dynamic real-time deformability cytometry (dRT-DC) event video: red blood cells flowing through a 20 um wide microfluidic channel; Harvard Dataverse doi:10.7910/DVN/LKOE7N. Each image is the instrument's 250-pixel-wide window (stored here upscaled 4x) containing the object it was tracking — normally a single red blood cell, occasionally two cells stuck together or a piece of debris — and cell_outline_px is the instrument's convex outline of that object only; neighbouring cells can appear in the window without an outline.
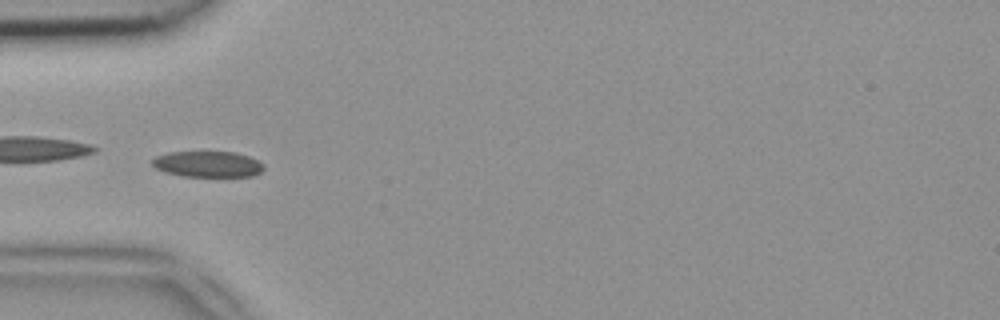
{"species": "common noctule bat (a hibernating species)", "species_latin": "Nyctalus noctula", "temperature_condition": "room temperature", "stored_images_in_passage": 37, "camera_frame_rate_fps": 3000, "um_per_image_px": 0.085, "animal": {"sex": "female", "body_mass_g": 18.4}, "frame": {"image": 1, "passage_image": 3, "time_ms": 0.667, "image_size_px": [1000, 320], "cell_outline_px": [[264, 168], [260, 172], [252, 176], [184, 176], [164, 172], [156, 168], [152, 164], [152, 160], [156, 156], [168, 152], [236, 152], [248, 156], [264, 164]], "centroid_in_image_um": [17.65, 13.95], "position_along_channel_um": 67.4, "area_um2": 16.76}}
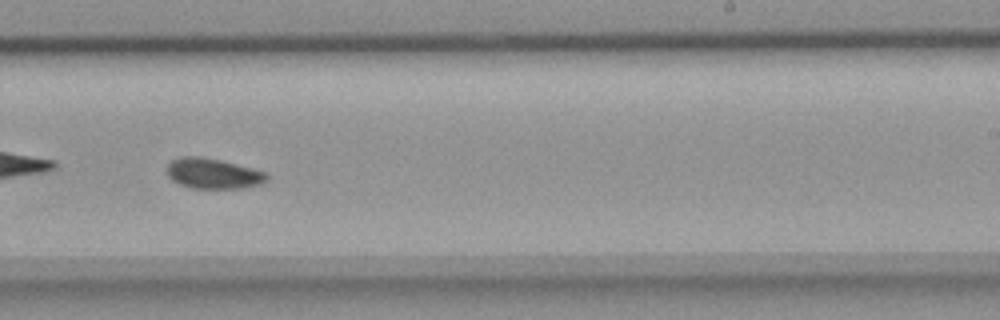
{"frame": {"image": 2, "passage_image": 18, "time_ms": 5.667, "image_size_px": [1000, 320], "cell_outline_px": [[268, 180], [264, 184], [244, 188], [192, 188], [180, 184], [172, 180], [168, 176], [168, 164], [172, 160], [180, 156], [200, 156], [220, 160], [264, 172], [268, 176]], "centroid_in_image_um": [18.12, 14.76], "position_along_channel_um": 270.9, "area_um2": 17.57}}
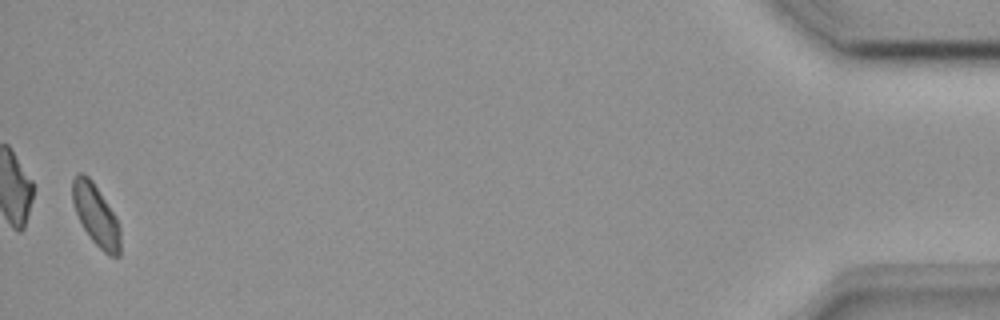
{"frame": {"image": 3, "passage_image": 36, "time_ms": 11.667, "image_size_px": [1000, 320], "cell_outline_px": [[120, 256], [108, 256], [88, 236], [76, 212], [72, 200], [72, 180], [76, 172], [84, 172], [92, 180], [116, 216], [120, 228]], "centroid_in_image_um": [8.15, 18.26], "position_along_channel_um": 427.0, "area_um2": 17.17}}